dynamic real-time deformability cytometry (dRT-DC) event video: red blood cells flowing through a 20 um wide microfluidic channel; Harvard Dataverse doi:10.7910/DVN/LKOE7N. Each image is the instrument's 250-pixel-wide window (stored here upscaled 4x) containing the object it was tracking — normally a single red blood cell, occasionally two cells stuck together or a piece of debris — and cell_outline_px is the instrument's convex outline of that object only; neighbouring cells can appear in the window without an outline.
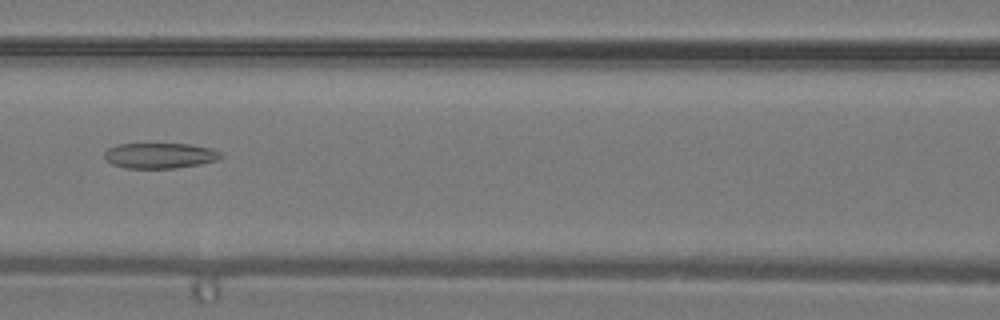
{"species": "common noctule bat (a hibernating species)", "species_latin": "Nyctalus noctula", "temperature_condition": "warm", "stored_images_in_passage": 27, "camera_frame_rate_fps": 3000, "um_per_image_px": 0.085, "animal": {"sex": "male", "body_mass_g": 19.2, "forearm_length_mm": 51.8}, "frame": {"image": 1, "passage_image": 7, "time_ms": 2.0, "image_size_px": [1000, 320], "cell_outline_px": [[224, 156], [216, 160], [200, 164], [176, 168], [124, 168], [112, 164], [104, 156], [104, 152], [108, 148], [116, 144], [188, 144], [212, 148], [220, 152]], "centroid_in_image_um": [13.59, 13.22], "position_along_channel_um": 153.0, "area_um2": 17.28}}
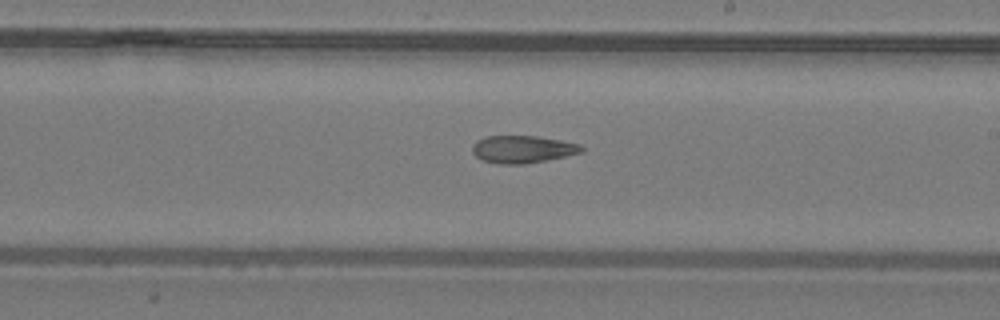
{"frame": {"image": 2, "passage_image": 12, "time_ms": 3.667, "image_size_px": [1000, 320], "cell_outline_px": [[584, 152], [524, 164], [496, 164], [484, 160], [476, 156], [472, 152], [472, 144], [476, 140], [484, 136], [536, 136], [560, 140], [580, 144], [584, 148]], "centroid_in_image_um": [44.39, 12.68], "position_along_channel_um": 244.6, "area_um2": 17.46}}
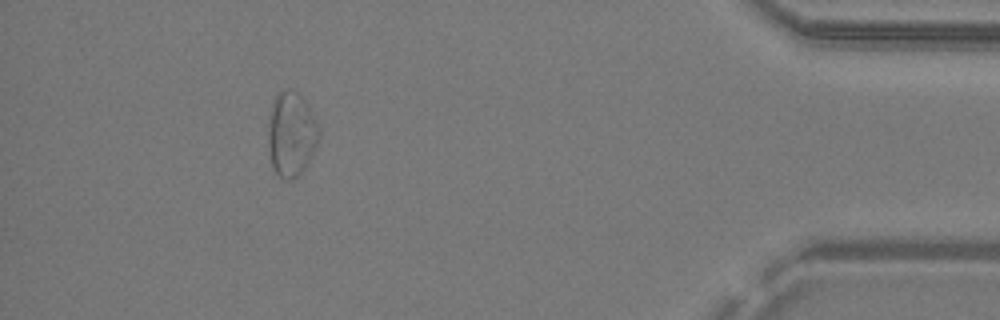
{"frame": {"image": 3, "passage_image": 24, "time_ms": 7.667, "image_size_px": [1000, 320], "cell_outline_px": [[320, 132], [316, 144], [304, 168], [296, 176], [288, 180], [280, 176], [272, 168], [268, 140], [268, 132], [272, 104], [276, 92], [296, 92], [308, 104], [320, 128]], "centroid_in_image_um": [24.76, 11.4], "position_along_channel_um": 410.4, "area_um2": 24.33}}